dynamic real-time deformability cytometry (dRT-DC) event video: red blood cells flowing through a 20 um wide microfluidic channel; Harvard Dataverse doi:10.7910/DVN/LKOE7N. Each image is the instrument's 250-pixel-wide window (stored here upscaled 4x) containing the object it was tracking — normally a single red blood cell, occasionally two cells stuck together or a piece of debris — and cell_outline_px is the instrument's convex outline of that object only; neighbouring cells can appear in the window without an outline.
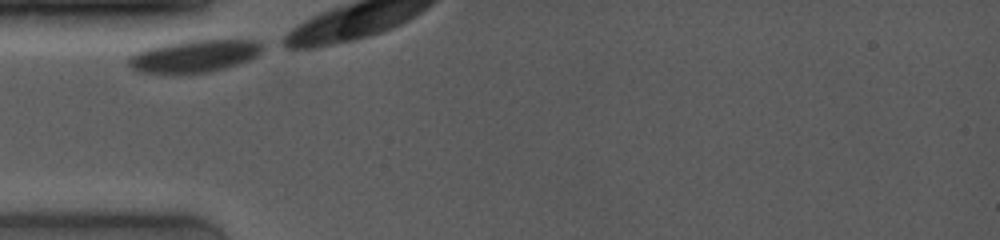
{"species": "common noctule bat (a hibernating species)", "species_latin": "Nyctalus noctula", "temperature_condition": "room temperature", "stored_images_in_passage": 7, "camera_frame_rate_fps": 4000, "um_per_image_px": 0.085, "animal": {"sex": "female", "body_mass_g": 19.0, "forearm_length_mm": 53.3}, "frame": {"image": 1, "passage_image": 1, "time_ms": 0.0, "image_size_px": [1000, 240], "cell_outline_px": [[264, 48], [256, 56], [248, 60], [224, 68], [208, 72], [136, 72], [128, 64], [128, 56], [136, 52], [148, 48], [164, 44], [188, 40], [256, 40], [264, 44]], "centroid_in_image_um": [16.52, 4.75], "position_along_channel_um": 68.5, "area_um2": 24.8}}